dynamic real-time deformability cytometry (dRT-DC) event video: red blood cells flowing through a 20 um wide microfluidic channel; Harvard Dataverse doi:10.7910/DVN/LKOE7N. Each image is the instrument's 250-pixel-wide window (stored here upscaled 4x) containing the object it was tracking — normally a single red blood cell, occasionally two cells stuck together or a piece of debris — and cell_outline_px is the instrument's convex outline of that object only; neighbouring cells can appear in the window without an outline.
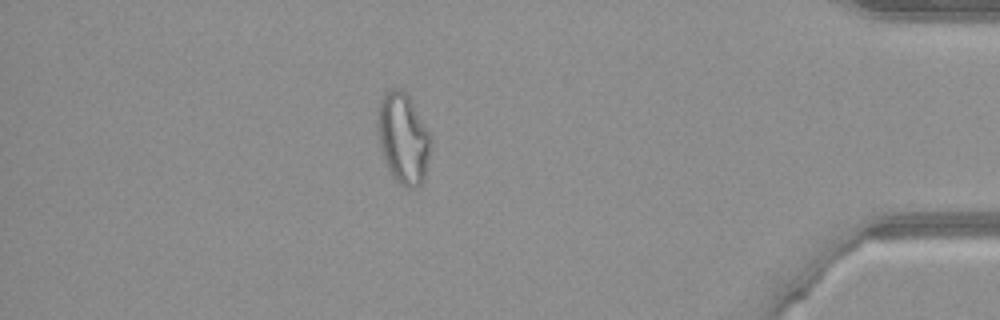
{"species": "common noctule bat (a hibernating species)", "species_latin": "Nyctalus noctula", "temperature_condition": "warm", "stored_images_in_passage": 52, "camera_frame_rate_fps": 3000, "um_per_image_px": 0.085, "animal": {"sex": "female", "body_mass_g": 21.9}, "frame": {"image": 1, "passage_image": 45, "time_ms": 14.667, "image_size_px": [1000, 320], "cell_outline_px": [[432, 144], [424, 180], [416, 188], [408, 188], [400, 184], [392, 176], [384, 160], [380, 144], [376, 124], [376, 120], [380, 100], [384, 92], [388, 88], [400, 88], [408, 96], [432, 136]], "centroid_in_image_um": [34.27, 11.75], "position_along_channel_um": 400.9, "area_um2": 28.38}}